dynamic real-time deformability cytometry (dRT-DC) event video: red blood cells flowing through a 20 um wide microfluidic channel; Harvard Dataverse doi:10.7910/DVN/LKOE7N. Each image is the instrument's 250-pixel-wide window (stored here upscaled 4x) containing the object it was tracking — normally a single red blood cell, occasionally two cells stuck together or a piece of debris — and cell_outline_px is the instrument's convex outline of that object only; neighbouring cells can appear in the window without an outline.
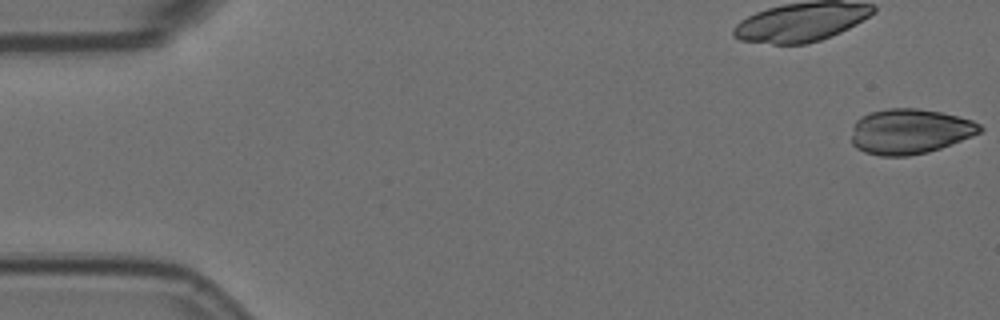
{"species": "Egyptian fruit bat (a non-hibernating species)", "species_latin": "Rousettus aegyptiacus", "temperature_condition": "room temperature", "stored_images_in_passage": 57, "camera_frame_rate_fps": 3000, "um_per_image_px": 0.085, "animal": {"sex": "female"}, "frame": {"image": 1, "passage_image": 1, "time_ms": 0.0, "image_size_px": [1000, 320], "cell_outline_px": [[984, 128], [980, 132], [972, 136], [940, 148], [928, 152], [908, 156], [880, 156], [864, 152], [856, 148], [852, 144], [852, 136], [856, 120], [860, 116], [868, 112], [888, 108], [916, 108], [940, 112], [972, 120], [980, 124]], "centroid_in_image_um": [77.31, 11.17], "position_along_channel_um": 7.7, "area_um2": 33.81}}
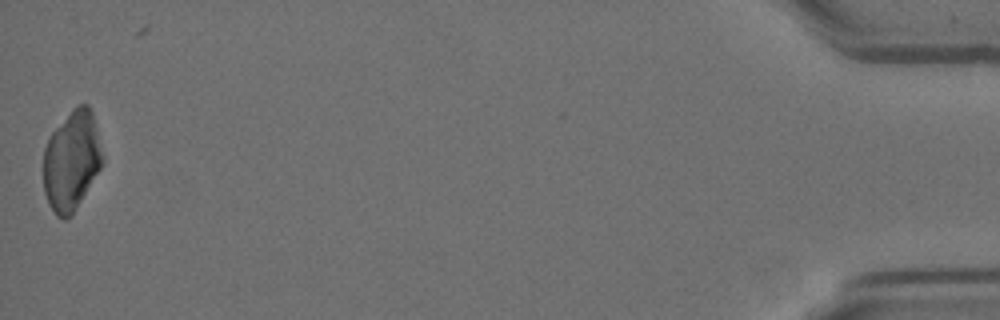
{"frame": {"image": 2, "passage_image": 56, "time_ms": 18.333, "image_size_px": [1000, 320], "cell_outline_px": [[104, 160], [100, 168], [72, 216], [64, 220], [56, 216], [48, 204], [44, 192], [44, 148], [52, 132], [72, 108], [80, 104], [88, 104], [92, 112], [104, 156]], "centroid_in_image_um": [6.09, 13.67], "position_along_channel_um": 429.1, "area_um2": 34.33}}